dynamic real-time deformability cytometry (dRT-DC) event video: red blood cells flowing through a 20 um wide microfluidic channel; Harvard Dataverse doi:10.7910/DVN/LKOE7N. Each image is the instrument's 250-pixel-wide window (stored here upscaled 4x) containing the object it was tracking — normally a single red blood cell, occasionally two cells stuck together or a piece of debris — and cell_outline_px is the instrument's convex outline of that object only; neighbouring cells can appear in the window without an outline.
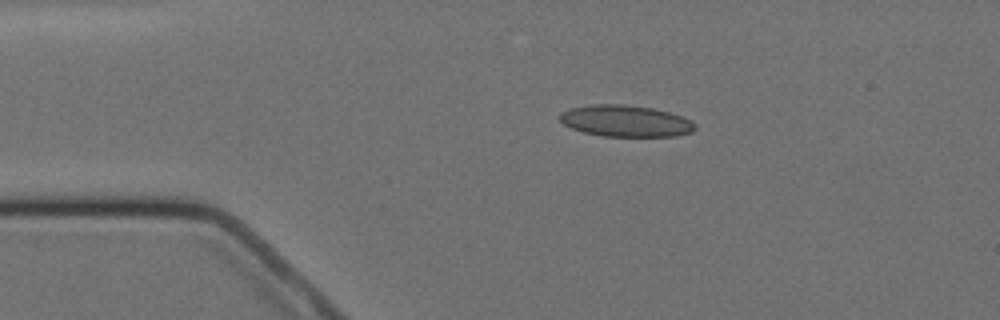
{"species": "Egyptian fruit bat (a non-hibernating species)", "species_latin": "Rousettus aegyptiacus", "temperature_condition": "cold", "stored_images_in_passage": 2, "camera_frame_rate_fps": 3000, "um_per_image_px": 0.085, "animal": {"sex": "female"}, "frame": {"image": 1, "passage_image": 1, "time_ms": 0.0, "image_size_px": [1000, 320], "cell_outline_px": [[696, 128], [692, 132], [676, 136], [604, 136], [584, 132], [572, 128], [564, 124], [556, 116], [560, 112], [568, 108], [592, 104], [624, 104], [652, 108], [684, 116], [692, 120], [696, 124]], "centroid_in_image_um": [53.17, 10.27], "position_along_channel_um": 31.8, "area_um2": 25.09}}